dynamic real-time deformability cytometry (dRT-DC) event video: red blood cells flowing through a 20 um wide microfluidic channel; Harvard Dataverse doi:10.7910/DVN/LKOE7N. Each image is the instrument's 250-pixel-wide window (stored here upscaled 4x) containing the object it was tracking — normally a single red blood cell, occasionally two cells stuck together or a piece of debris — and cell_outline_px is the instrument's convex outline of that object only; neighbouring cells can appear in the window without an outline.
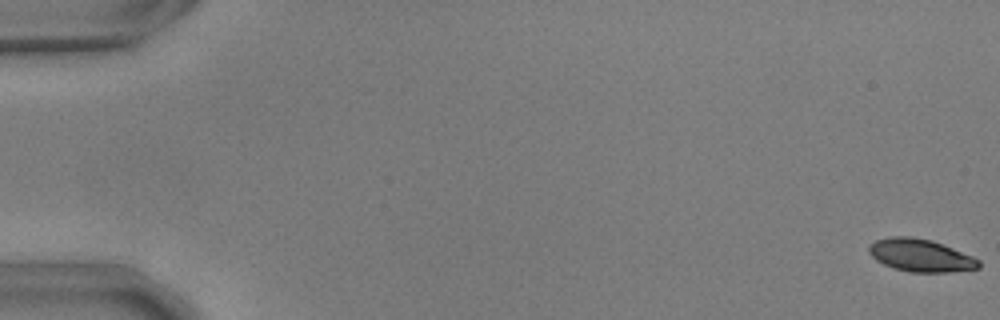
{"species": "common noctule bat (a hibernating species)", "species_latin": "Nyctalus noctula", "temperature_condition": "warm", "stored_images_in_passage": 56, "camera_frame_rate_fps": 3000, "um_per_image_px": 0.085, "animal": {"sex": "male", "body_mass_g": 17.9, "forearm_length_mm": 54.2}, "frame": {"image": 1, "passage_image": 1, "time_ms": 0.0, "image_size_px": [1000, 320], "cell_outline_px": [[980, 268], [948, 272], [912, 272], [896, 268], [884, 264], [876, 260], [868, 252], [868, 244], [876, 240], [888, 236], [912, 236], [932, 240], [972, 256], [980, 260]], "centroid_in_image_um": [78.23, 21.69], "position_along_channel_um": 6.8, "area_um2": 20.87}}
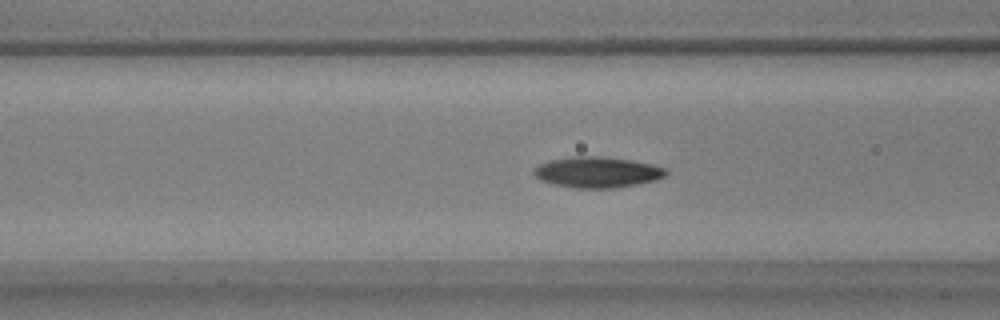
{"frame": {"image": 2, "passage_image": 23, "time_ms": 7.333, "image_size_px": [1000, 320], "cell_outline_px": [[668, 172], [664, 176], [656, 180], [636, 184], [612, 188], [576, 188], [556, 184], [540, 180], [532, 172], [540, 164], [548, 160], [576, 156], [604, 156], [632, 160], [652, 164], [668, 168]], "centroid_in_image_um": [50.8, 14.62], "position_along_channel_um": 115.8, "area_um2": 23.7}}
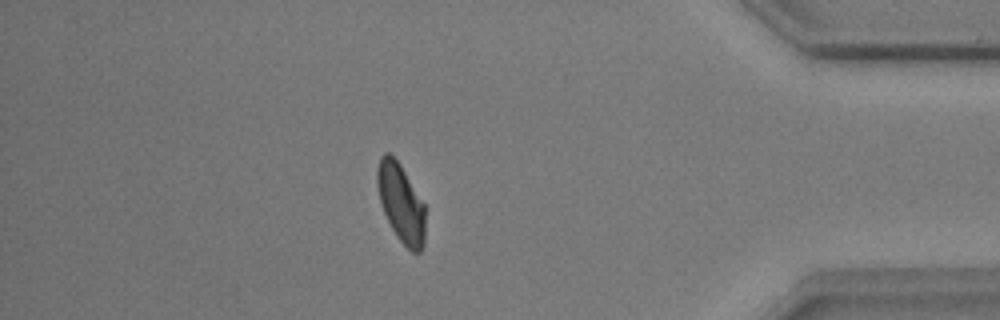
{"frame": {"image": 3, "passage_image": 49, "time_ms": 16.0, "image_size_px": [1000, 320], "cell_outline_px": [[424, 244], [420, 252], [412, 252], [400, 240], [392, 228], [380, 204], [376, 184], [376, 168], [380, 156], [384, 152], [388, 152], [400, 164], [424, 204]], "centroid_in_image_um": [34.05, 17.22], "position_along_channel_um": 401.2, "area_um2": 21.79}, "authors_computed_cell_mechanics": {"area_um2": 22.4553, "velocity_mm_per_s": 3.6909, "shape_relaxation_time_tau1_ms": 4.2528, "shape_relaxation_time_tau2_ms": 3.6741, "deformation_change_tau1": 0.1366, "deformation_change_tau2": 0.0843}}